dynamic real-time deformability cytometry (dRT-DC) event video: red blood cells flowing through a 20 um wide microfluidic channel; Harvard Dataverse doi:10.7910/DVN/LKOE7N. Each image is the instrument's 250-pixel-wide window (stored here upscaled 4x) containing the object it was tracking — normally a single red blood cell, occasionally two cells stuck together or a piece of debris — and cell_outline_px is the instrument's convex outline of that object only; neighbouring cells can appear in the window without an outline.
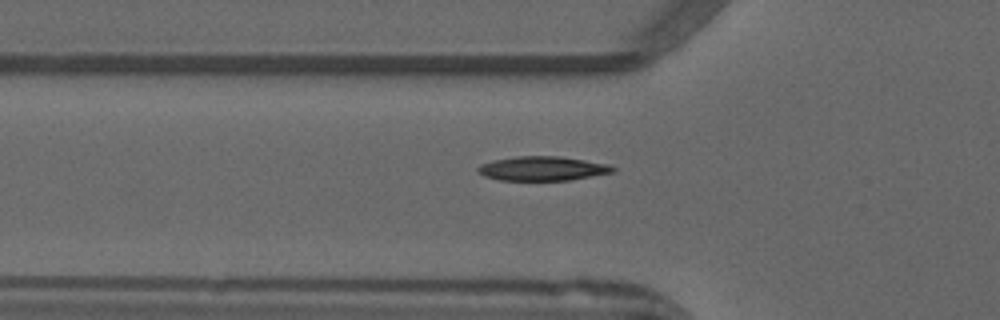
{"species": "common noctule bat (a hibernating species)", "species_latin": "Nyctalus noctula", "temperature_condition": "warm", "stored_images_in_passage": 34, "camera_frame_rate_fps": 3000, "um_per_image_px": 0.085, "animal": {"sex": "male", "forearm_length_mm": 52.5}, "frame": {"image": 1, "passage_image": 5, "time_ms": 1.333, "image_size_px": [1000, 320], "cell_outline_px": [[616, 172], [568, 180], [500, 180], [484, 176], [476, 172], [476, 168], [480, 164], [492, 160], [516, 156], [560, 156], [608, 164], [616, 168]], "centroid_in_image_um": [46.08, 14.32], "position_along_channel_um": 79.7, "area_um2": 19.19}}
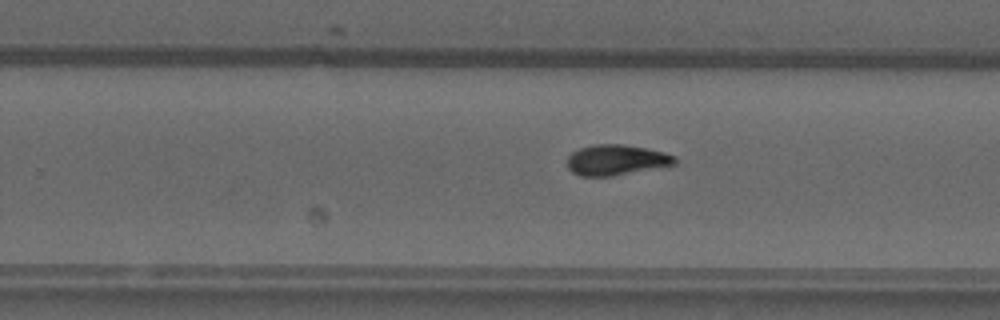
{"frame": {"image": 2, "passage_image": 20, "time_ms": 6.333, "image_size_px": [1000, 320], "cell_outline_px": [[676, 164], [612, 176], [580, 176], [572, 172], [568, 168], [568, 156], [572, 152], [580, 148], [592, 144], [624, 144], [664, 152], [676, 156]], "centroid_in_image_um": [52.36, 13.59], "position_along_channel_um": 277.4, "area_um2": 19.07}}
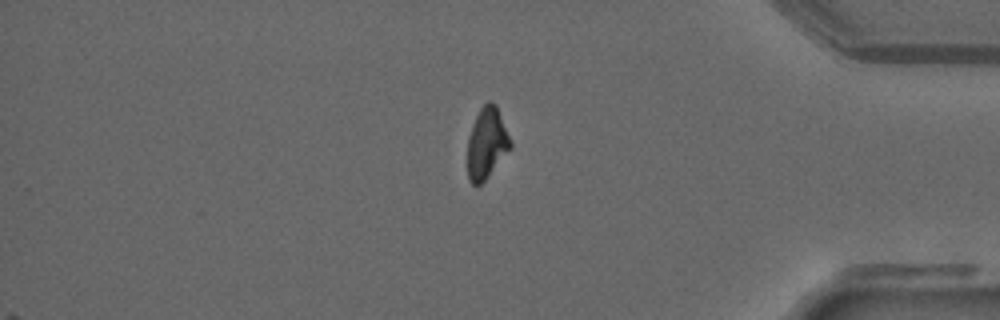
{"frame": {"image": 3, "passage_image": 31, "time_ms": 10.0, "image_size_px": [1000, 320], "cell_outline_px": [[512, 148], [484, 180], [476, 188], [468, 180], [468, 136], [472, 124], [480, 108], [488, 100], [492, 100], [496, 104], [512, 144]], "centroid_in_image_um": [41.36, 12.17], "position_along_channel_um": 393.8, "area_um2": 17.8}, "authors_computed_cell_mechanics": {"area_um2": 18.8139, "velocity_mm_per_s": 3.9545, "shape_relaxation_time_tau1_ms": 5.8902, "shape_relaxation_time_tau2_ms": 4.2018, "deformation_change_tau1": 0.1918, "deformation_change_tau2": 0.0839}}